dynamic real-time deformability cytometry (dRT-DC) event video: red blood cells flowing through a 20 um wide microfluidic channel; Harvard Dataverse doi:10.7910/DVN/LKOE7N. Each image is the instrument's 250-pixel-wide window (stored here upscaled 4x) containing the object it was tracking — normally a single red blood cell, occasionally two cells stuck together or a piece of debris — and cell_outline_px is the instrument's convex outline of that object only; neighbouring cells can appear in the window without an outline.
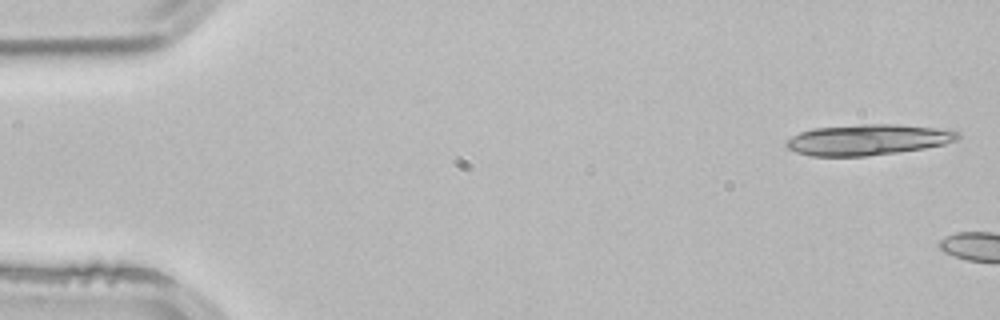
{"species": "common noctule bat (a hibernating species)", "species_latin": "Nyctalus noctula", "temperature_condition": "room temperature", "stored_images_in_passage": 2, "camera_frame_rate_fps": 3000, "um_per_image_px": 0.085, "animal": {"sex": "male", "body_mass_g": 21.5, "forearm_length_mm": 52.0}, "frame": {"image": 1, "passage_image": 1, "time_ms": 0.0, "image_size_px": [1000, 320], "cell_outline_px": [[960, 136], [956, 140], [944, 144], [924, 148], [900, 152], [864, 156], [812, 156], [796, 152], [788, 148], [784, 144], [784, 140], [800, 132], [812, 128], [864, 124], [896, 124], [952, 128], [960, 132]], "centroid_in_image_um": [73.81, 11.86], "position_along_channel_um": 11.2, "area_um2": 31.27}}